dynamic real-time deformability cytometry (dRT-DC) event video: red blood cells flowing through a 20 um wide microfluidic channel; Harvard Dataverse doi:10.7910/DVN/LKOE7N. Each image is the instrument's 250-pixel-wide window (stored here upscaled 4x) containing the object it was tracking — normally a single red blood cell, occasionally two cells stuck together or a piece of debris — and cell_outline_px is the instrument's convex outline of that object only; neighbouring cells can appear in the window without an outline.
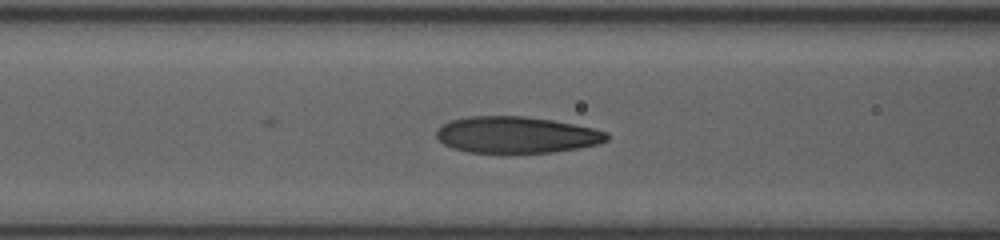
{"species": "human", "species_latin": "Homo sapiens", "temperature_condition": "room temperature", "stored_images_in_passage": 35, "camera_frame_rate_fps": 3000, "um_per_image_px": 0.085, "donor": {"sex": "female"}, "frame": {"image": 1, "passage_image": 6, "time_ms": 1.667, "image_size_px": [1000, 240], "cell_outline_px": [[608, 140], [600, 144], [552, 152], [508, 156], [468, 152], [452, 148], [444, 144], [436, 136], [436, 132], [444, 124], [452, 120], [468, 116], [524, 116], [552, 120], [592, 128], [608, 132]], "centroid_in_image_um": [43.89, 11.51], "position_along_channel_um": 122.7, "area_um2": 37.11}}
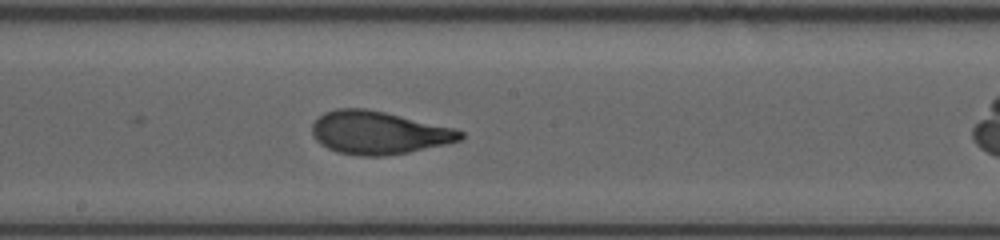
{"frame": {"image": 2, "passage_image": 13, "time_ms": 4.0, "image_size_px": [1000, 240], "cell_outline_px": [[464, 136], [460, 140], [444, 144], [408, 152], [384, 156], [360, 156], [336, 152], [320, 144], [316, 140], [312, 132], [312, 124], [324, 112], [340, 108], [364, 108], [384, 112], [452, 128], [464, 132]], "centroid_in_image_um": [32.13, 11.29], "position_along_channel_um": 216.1, "area_um2": 36.7}}
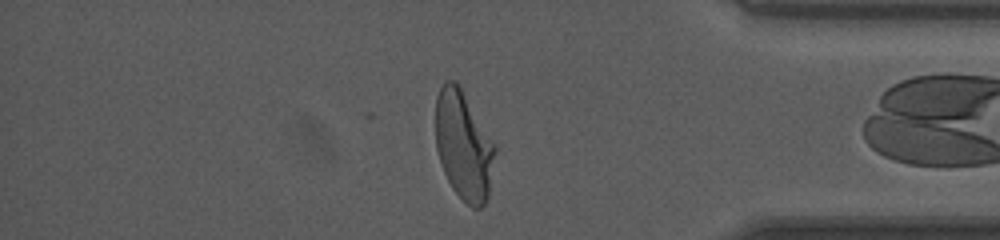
{"frame": {"image": 3, "passage_image": 28, "time_ms": 9.0, "image_size_px": [1000, 240], "cell_outline_px": [[496, 152], [488, 196], [484, 204], [480, 208], [472, 208], [452, 188], [444, 172], [436, 148], [436, 96], [444, 80], [452, 80], [460, 84], [496, 144]], "centroid_in_image_um": [39.42, 12.31], "position_along_channel_um": 395.8, "area_um2": 37.97}, "authors_computed_cell_mechanics": {"area_um2": 37.1654, "velocity_mm_per_s": 3.9926, "shape_relaxation_time_tau1_ms": 3.5044, "shape_relaxation_time_tau2_ms": 0.9929, "deformation_change_tau1": 0.1964, "deformation_change_tau2": 0.087}}